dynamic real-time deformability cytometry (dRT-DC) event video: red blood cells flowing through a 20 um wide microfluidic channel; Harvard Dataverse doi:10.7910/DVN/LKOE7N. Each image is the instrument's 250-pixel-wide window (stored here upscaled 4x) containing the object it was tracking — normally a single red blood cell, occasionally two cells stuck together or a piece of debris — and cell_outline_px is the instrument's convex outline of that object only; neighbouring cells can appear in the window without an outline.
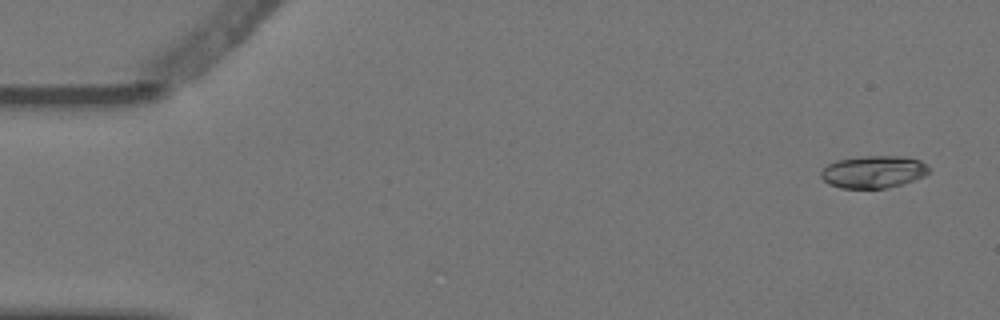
{"species": "Egyptian fruit bat (a non-hibernating species)", "species_latin": "Rousettus aegyptiacus", "temperature_condition": "warm", "stored_images_in_passage": 9, "camera_frame_rate_fps": 3000, "um_per_image_px": 0.085, "animal": {"sex": "female"}, "frame": {"image": 1, "passage_image": 1, "time_ms": 0.0, "image_size_px": [1000, 320], "cell_outline_px": [[928, 172], [924, 176], [888, 188], [840, 188], [828, 184], [820, 176], [820, 172], [828, 164], [836, 160], [860, 156], [900, 156], [920, 160], [928, 168]], "centroid_in_image_um": [74.19, 14.6], "position_along_channel_um": 10.8, "area_um2": 20.23}}
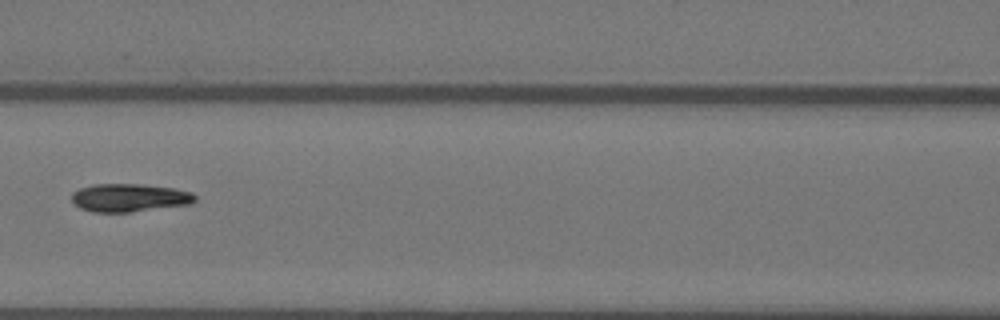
{"frame": {"image": 2, "passage_image": 6, "time_ms": 1.667, "image_size_px": [1000, 320], "cell_outline_px": [[196, 200], [192, 204], [128, 212], [92, 212], [80, 208], [72, 200], [72, 192], [80, 188], [92, 184], [140, 184], [176, 188], [192, 192], [196, 196]], "centroid_in_image_um": [11.02, 16.8], "position_along_channel_um": 155.6, "area_um2": 20.29}}
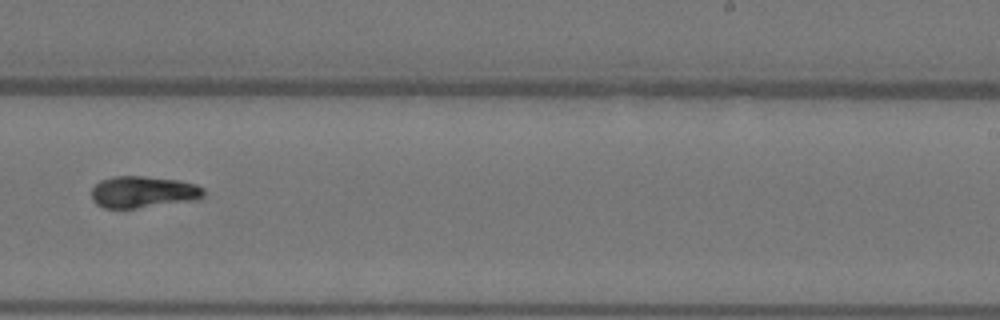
{"frame": {"image": 3, "passage_image": 9, "time_ms": 2.667, "image_size_px": [1000, 320], "cell_outline_px": [[204, 196], [196, 200], [136, 208], [104, 208], [96, 204], [92, 200], [92, 188], [100, 180], [112, 176], [144, 176], [180, 180], [196, 184], [204, 188]], "centroid_in_image_um": [12.17, 16.31], "position_along_channel_um": 276.8, "area_um2": 20.87}}